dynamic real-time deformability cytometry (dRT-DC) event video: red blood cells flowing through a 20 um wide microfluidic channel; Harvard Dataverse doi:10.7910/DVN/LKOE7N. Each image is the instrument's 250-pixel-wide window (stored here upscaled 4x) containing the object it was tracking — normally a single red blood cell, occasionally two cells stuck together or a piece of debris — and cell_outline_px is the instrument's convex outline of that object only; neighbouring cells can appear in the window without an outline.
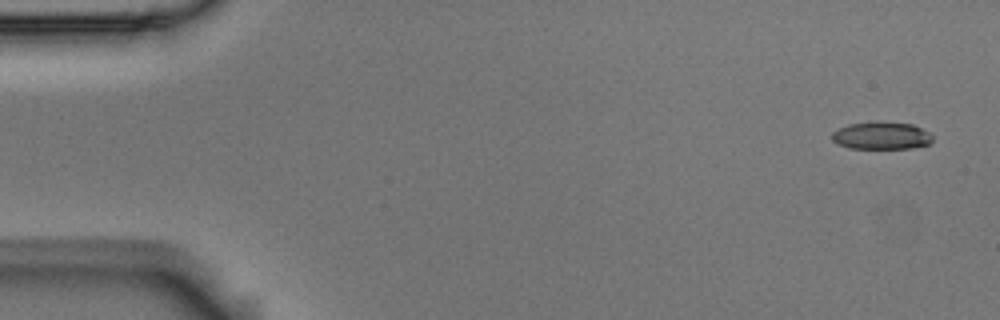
{"species": "Egyptian fruit bat (a non-hibernating species)", "species_latin": "Rousettus aegyptiacus", "temperature_condition": "room temperature", "stored_images_in_passage": 5, "camera_frame_rate_fps": 3000, "um_per_image_px": 0.085, "animal": {"sex": "male"}, "frame": {"image": 1, "passage_image": 1, "time_ms": 0.0, "image_size_px": [1000, 320], "cell_outline_px": [[932, 140], [928, 144], [912, 148], [848, 148], [836, 144], [832, 140], [832, 132], [848, 124], [912, 124], [928, 132], [932, 136]], "centroid_in_image_um": [74.89, 11.58], "position_along_channel_um": 10.1, "area_um2": 15.37}}
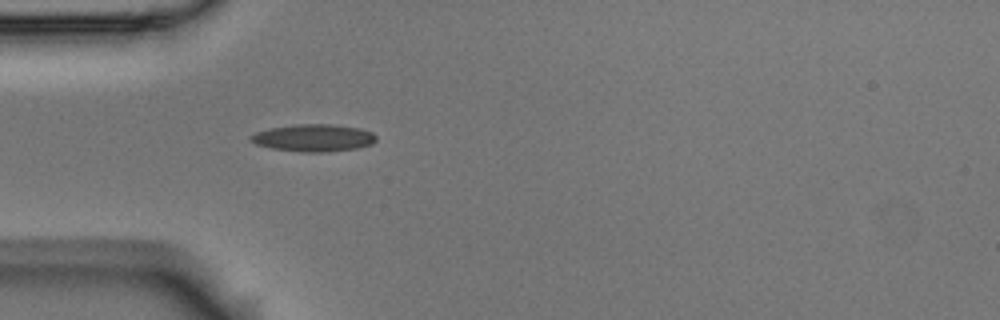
{"frame": {"image": 2, "passage_image": 5, "time_ms": 1.333, "image_size_px": [1000, 320], "cell_outline_px": [[376, 140], [372, 144], [356, 148], [324, 152], [300, 152], [272, 148], [256, 144], [248, 140], [248, 136], [256, 132], [268, 128], [292, 124], [332, 124], [360, 128], [372, 132], [376, 136]], "centroid_in_image_um": [26.62, 11.71], "position_along_channel_um": 58.4, "area_um2": 20.11}}